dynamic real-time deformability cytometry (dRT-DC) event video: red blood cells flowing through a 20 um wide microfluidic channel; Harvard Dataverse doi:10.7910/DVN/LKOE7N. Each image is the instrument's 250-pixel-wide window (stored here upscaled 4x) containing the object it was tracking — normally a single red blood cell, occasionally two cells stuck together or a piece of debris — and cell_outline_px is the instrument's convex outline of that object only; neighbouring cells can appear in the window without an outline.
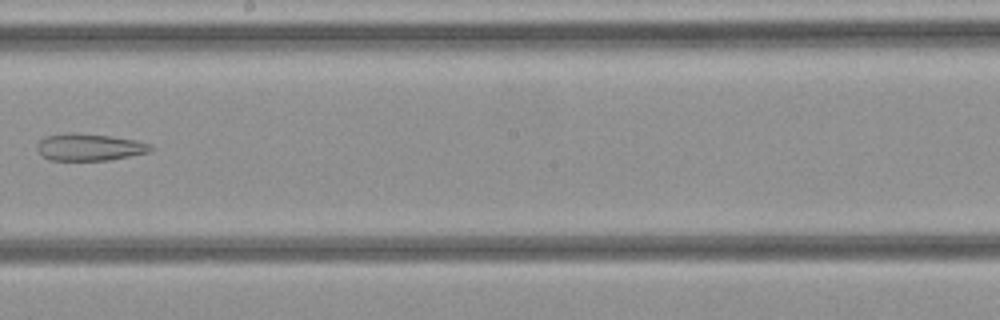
{"species": "common noctule bat (a hibernating species)", "species_latin": "Nyctalus noctula", "temperature_condition": "cold", "stored_images_in_passage": 33, "camera_frame_rate_fps": 3000, "um_per_image_px": 0.085, "animal": {"sex": "female", "body_mass_g": 21.9}, "frame": {"image": 1, "passage_image": 19, "time_ms": 6.0, "image_size_px": [1000, 320], "cell_outline_px": [[156, 148], [152, 152], [108, 160], [48, 160], [36, 148], [40, 140], [44, 136], [76, 132], [112, 136], [136, 140], [148, 144]], "centroid_in_image_um": [7.64, 12.5], "position_along_channel_um": 240.6, "area_um2": 17.98}}
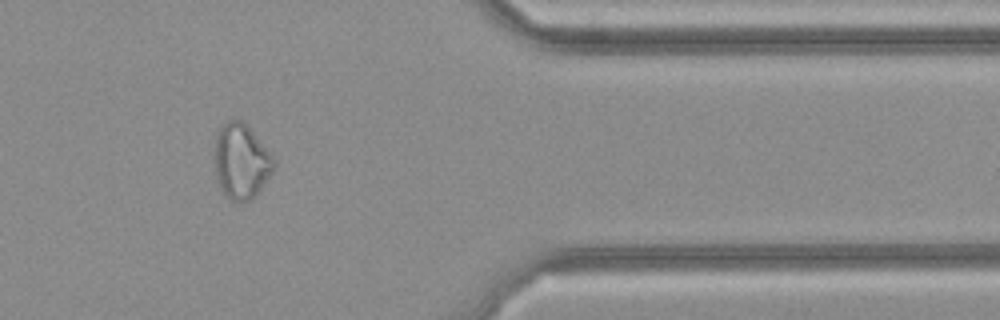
{"frame": {"image": 2, "passage_image": 28, "time_ms": 9.0, "image_size_px": [1000, 320], "cell_outline_px": [[276, 164], [272, 172], [252, 200], [232, 200], [224, 192], [216, 176], [212, 148], [216, 128], [228, 120], [240, 120], [252, 132], [276, 160]], "centroid_in_image_um": [20.45, 13.66], "position_along_channel_um": 391.0, "area_um2": 25.89}}